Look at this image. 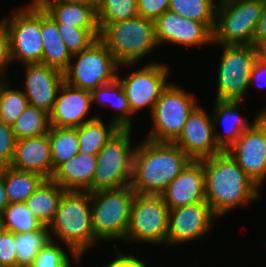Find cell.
Segmentation results:
<instances>
[{"label": "cell", "mask_w": 266, "mask_h": 267, "mask_svg": "<svg viewBox=\"0 0 266 267\" xmlns=\"http://www.w3.org/2000/svg\"><path fill=\"white\" fill-rule=\"evenodd\" d=\"M213 44L253 45L266 0H218Z\"/></svg>", "instance_id": "cell-6"}, {"label": "cell", "mask_w": 266, "mask_h": 267, "mask_svg": "<svg viewBox=\"0 0 266 267\" xmlns=\"http://www.w3.org/2000/svg\"><path fill=\"white\" fill-rule=\"evenodd\" d=\"M0 222L14 234L39 230L44 226L27 208L25 202L10 203L0 213Z\"/></svg>", "instance_id": "cell-34"}, {"label": "cell", "mask_w": 266, "mask_h": 267, "mask_svg": "<svg viewBox=\"0 0 266 267\" xmlns=\"http://www.w3.org/2000/svg\"><path fill=\"white\" fill-rule=\"evenodd\" d=\"M2 177L10 203L25 202L45 180L37 173L16 170L10 166L2 168Z\"/></svg>", "instance_id": "cell-28"}, {"label": "cell", "mask_w": 266, "mask_h": 267, "mask_svg": "<svg viewBox=\"0 0 266 267\" xmlns=\"http://www.w3.org/2000/svg\"><path fill=\"white\" fill-rule=\"evenodd\" d=\"M11 62L9 34L4 24L0 21V76H6L5 69L7 68L5 67Z\"/></svg>", "instance_id": "cell-42"}, {"label": "cell", "mask_w": 266, "mask_h": 267, "mask_svg": "<svg viewBox=\"0 0 266 267\" xmlns=\"http://www.w3.org/2000/svg\"><path fill=\"white\" fill-rule=\"evenodd\" d=\"M1 22L9 34L11 61L24 64L41 63L43 40L41 37V7L33 0L22 9H16Z\"/></svg>", "instance_id": "cell-8"}, {"label": "cell", "mask_w": 266, "mask_h": 267, "mask_svg": "<svg viewBox=\"0 0 266 267\" xmlns=\"http://www.w3.org/2000/svg\"><path fill=\"white\" fill-rule=\"evenodd\" d=\"M118 256L106 267H147L146 263L135 257L133 254L124 255L117 251Z\"/></svg>", "instance_id": "cell-43"}, {"label": "cell", "mask_w": 266, "mask_h": 267, "mask_svg": "<svg viewBox=\"0 0 266 267\" xmlns=\"http://www.w3.org/2000/svg\"><path fill=\"white\" fill-rule=\"evenodd\" d=\"M97 166L96 155L78 153L61 164L53 173L52 180L65 191H89L92 193V179Z\"/></svg>", "instance_id": "cell-23"}, {"label": "cell", "mask_w": 266, "mask_h": 267, "mask_svg": "<svg viewBox=\"0 0 266 267\" xmlns=\"http://www.w3.org/2000/svg\"><path fill=\"white\" fill-rule=\"evenodd\" d=\"M62 1L91 3V4H94L95 6L97 5V2H98V0H62Z\"/></svg>", "instance_id": "cell-49"}, {"label": "cell", "mask_w": 266, "mask_h": 267, "mask_svg": "<svg viewBox=\"0 0 266 267\" xmlns=\"http://www.w3.org/2000/svg\"><path fill=\"white\" fill-rule=\"evenodd\" d=\"M91 95L92 104L98 101L100 105H103L101 104L102 101V103H109V105L115 109L116 116H114L111 121L114 122L120 129H132L133 125L131 118L133 114L131 113L126 94L123 91V86L118 79H115L111 83L95 88L91 92Z\"/></svg>", "instance_id": "cell-27"}, {"label": "cell", "mask_w": 266, "mask_h": 267, "mask_svg": "<svg viewBox=\"0 0 266 267\" xmlns=\"http://www.w3.org/2000/svg\"><path fill=\"white\" fill-rule=\"evenodd\" d=\"M240 101H218L215 102L214 111L212 114L214 128L221 123L224 126V133L215 134V141L218 146L226 151L240 136L241 134L249 129L259 118H257L249 125L248 122L241 117H239L237 109L240 106Z\"/></svg>", "instance_id": "cell-24"}, {"label": "cell", "mask_w": 266, "mask_h": 267, "mask_svg": "<svg viewBox=\"0 0 266 267\" xmlns=\"http://www.w3.org/2000/svg\"><path fill=\"white\" fill-rule=\"evenodd\" d=\"M212 115L198 105L187 118L179 137L173 142L192 160H201L221 153L223 150L215 141Z\"/></svg>", "instance_id": "cell-16"}, {"label": "cell", "mask_w": 266, "mask_h": 267, "mask_svg": "<svg viewBox=\"0 0 266 267\" xmlns=\"http://www.w3.org/2000/svg\"><path fill=\"white\" fill-rule=\"evenodd\" d=\"M191 161L175 143L145 139L136 146L130 186L137 194L161 195Z\"/></svg>", "instance_id": "cell-2"}, {"label": "cell", "mask_w": 266, "mask_h": 267, "mask_svg": "<svg viewBox=\"0 0 266 267\" xmlns=\"http://www.w3.org/2000/svg\"><path fill=\"white\" fill-rule=\"evenodd\" d=\"M134 196L130 185L90 193L92 226L97 241L125 240Z\"/></svg>", "instance_id": "cell-5"}, {"label": "cell", "mask_w": 266, "mask_h": 267, "mask_svg": "<svg viewBox=\"0 0 266 267\" xmlns=\"http://www.w3.org/2000/svg\"><path fill=\"white\" fill-rule=\"evenodd\" d=\"M29 105L23 91L13 90L5 82L0 93V121L12 126Z\"/></svg>", "instance_id": "cell-36"}, {"label": "cell", "mask_w": 266, "mask_h": 267, "mask_svg": "<svg viewBox=\"0 0 266 267\" xmlns=\"http://www.w3.org/2000/svg\"><path fill=\"white\" fill-rule=\"evenodd\" d=\"M14 266H17L15 234L8 231L2 238L0 267Z\"/></svg>", "instance_id": "cell-41"}, {"label": "cell", "mask_w": 266, "mask_h": 267, "mask_svg": "<svg viewBox=\"0 0 266 267\" xmlns=\"http://www.w3.org/2000/svg\"><path fill=\"white\" fill-rule=\"evenodd\" d=\"M67 50L74 55L87 49L100 36L99 29H82L74 26H63L56 23Z\"/></svg>", "instance_id": "cell-37"}, {"label": "cell", "mask_w": 266, "mask_h": 267, "mask_svg": "<svg viewBox=\"0 0 266 267\" xmlns=\"http://www.w3.org/2000/svg\"><path fill=\"white\" fill-rule=\"evenodd\" d=\"M41 37L43 40L42 64L64 72L73 61L67 50L56 22L41 8Z\"/></svg>", "instance_id": "cell-25"}, {"label": "cell", "mask_w": 266, "mask_h": 267, "mask_svg": "<svg viewBox=\"0 0 266 267\" xmlns=\"http://www.w3.org/2000/svg\"><path fill=\"white\" fill-rule=\"evenodd\" d=\"M16 140L47 134L50 129V115L46 111L28 105L12 124Z\"/></svg>", "instance_id": "cell-32"}, {"label": "cell", "mask_w": 266, "mask_h": 267, "mask_svg": "<svg viewBox=\"0 0 266 267\" xmlns=\"http://www.w3.org/2000/svg\"><path fill=\"white\" fill-rule=\"evenodd\" d=\"M10 204L4 182H3V177H2V168H0V213Z\"/></svg>", "instance_id": "cell-46"}, {"label": "cell", "mask_w": 266, "mask_h": 267, "mask_svg": "<svg viewBox=\"0 0 266 267\" xmlns=\"http://www.w3.org/2000/svg\"><path fill=\"white\" fill-rule=\"evenodd\" d=\"M217 5L216 0H170L169 11L205 23L213 31Z\"/></svg>", "instance_id": "cell-33"}, {"label": "cell", "mask_w": 266, "mask_h": 267, "mask_svg": "<svg viewBox=\"0 0 266 267\" xmlns=\"http://www.w3.org/2000/svg\"><path fill=\"white\" fill-rule=\"evenodd\" d=\"M257 58L266 61V39L260 41L256 46Z\"/></svg>", "instance_id": "cell-47"}, {"label": "cell", "mask_w": 266, "mask_h": 267, "mask_svg": "<svg viewBox=\"0 0 266 267\" xmlns=\"http://www.w3.org/2000/svg\"><path fill=\"white\" fill-rule=\"evenodd\" d=\"M131 133L132 129H119L96 155L92 193L130 185L136 150L130 147Z\"/></svg>", "instance_id": "cell-7"}, {"label": "cell", "mask_w": 266, "mask_h": 267, "mask_svg": "<svg viewBox=\"0 0 266 267\" xmlns=\"http://www.w3.org/2000/svg\"><path fill=\"white\" fill-rule=\"evenodd\" d=\"M194 95L181 87L168 84L152 111L153 129L146 139L173 143L182 132L192 110L197 106Z\"/></svg>", "instance_id": "cell-11"}, {"label": "cell", "mask_w": 266, "mask_h": 267, "mask_svg": "<svg viewBox=\"0 0 266 267\" xmlns=\"http://www.w3.org/2000/svg\"><path fill=\"white\" fill-rule=\"evenodd\" d=\"M108 125V126H107ZM105 125L102 118L85 122L80 127H76L79 139V153L97 155L104 145L120 129L114 122L110 121Z\"/></svg>", "instance_id": "cell-29"}, {"label": "cell", "mask_w": 266, "mask_h": 267, "mask_svg": "<svg viewBox=\"0 0 266 267\" xmlns=\"http://www.w3.org/2000/svg\"><path fill=\"white\" fill-rule=\"evenodd\" d=\"M266 39V2L263 6L261 17L258 21L254 36L253 46L255 47L260 41Z\"/></svg>", "instance_id": "cell-45"}, {"label": "cell", "mask_w": 266, "mask_h": 267, "mask_svg": "<svg viewBox=\"0 0 266 267\" xmlns=\"http://www.w3.org/2000/svg\"><path fill=\"white\" fill-rule=\"evenodd\" d=\"M170 0H137L138 16L155 21L169 10Z\"/></svg>", "instance_id": "cell-40"}, {"label": "cell", "mask_w": 266, "mask_h": 267, "mask_svg": "<svg viewBox=\"0 0 266 267\" xmlns=\"http://www.w3.org/2000/svg\"><path fill=\"white\" fill-rule=\"evenodd\" d=\"M158 45L171 43L201 47L213 43V31L202 22L186 19L171 11H165L154 21Z\"/></svg>", "instance_id": "cell-17"}, {"label": "cell", "mask_w": 266, "mask_h": 267, "mask_svg": "<svg viewBox=\"0 0 266 267\" xmlns=\"http://www.w3.org/2000/svg\"><path fill=\"white\" fill-rule=\"evenodd\" d=\"M6 77H2L0 76V93H1V89H2V86L3 84L6 82L7 79H5Z\"/></svg>", "instance_id": "cell-50"}, {"label": "cell", "mask_w": 266, "mask_h": 267, "mask_svg": "<svg viewBox=\"0 0 266 267\" xmlns=\"http://www.w3.org/2000/svg\"><path fill=\"white\" fill-rule=\"evenodd\" d=\"M10 167L20 171L34 172L45 179H51L53 168L48 133L16 140Z\"/></svg>", "instance_id": "cell-21"}, {"label": "cell", "mask_w": 266, "mask_h": 267, "mask_svg": "<svg viewBox=\"0 0 266 267\" xmlns=\"http://www.w3.org/2000/svg\"><path fill=\"white\" fill-rule=\"evenodd\" d=\"M216 215L206 201L169 210L167 245L190 242L204 237Z\"/></svg>", "instance_id": "cell-15"}, {"label": "cell", "mask_w": 266, "mask_h": 267, "mask_svg": "<svg viewBox=\"0 0 266 267\" xmlns=\"http://www.w3.org/2000/svg\"><path fill=\"white\" fill-rule=\"evenodd\" d=\"M16 138L12 127L0 121V168L10 166L14 151Z\"/></svg>", "instance_id": "cell-39"}, {"label": "cell", "mask_w": 266, "mask_h": 267, "mask_svg": "<svg viewBox=\"0 0 266 267\" xmlns=\"http://www.w3.org/2000/svg\"><path fill=\"white\" fill-rule=\"evenodd\" d=\"M221 62L217 73L218 101H242L250 87V76L257 60L253 45H219Z\"/></svg>", "instance_id": "cell-10"}, {"label": "cell", "mask_w": 266, "mask_h": 267, "mask_svg": "<svg viewBox=\"0 0 266 267\" xmlns=\"http://www.w3.org/2000/svg\"><path fill=\"white\" fill-rule=\"evenodd\" d=\"M48 137L54 173L61 164L71 160L79 153L78 131L77 128L51 126Z\"/></svg>", "instance_id": "cell-30"}, {"label": "cell", "mask_w": 266, "mask_h": 267, "mask_svg": "<svg viewBox=\"0 0 266 267\" xmlns=\"http://www.w3.org/2000/svg\"><path fill=\"white\" fill-rule=\"evenodd\" d=\"M266 61L258 59L254 63L252 73L250 76V86L251 84L257 87L266 86ZM265 83V84H264Z\"/></svg>", "instance_id": "cell-44"}, {"label": "cell", "mask_w": 266, "mask_h": 267, "mask_svg": "<svg viewBox=\"0 0 266 267\" xmlns=\"http://www.w3.org/2000/svg\"><path fill=\"white\" fill-rule=\"evenodd\" d=\"M91 104L90 91L75 88L64 81L58 91L53 110L49 114L50 126L76 128L94 120L99 116L95 115L87 119Z\"/></svg>", "instance_id": "cell-19"}, {"label": "cell", "mask_w": 266, "mask_h": 267, "mask_svg": "<svg viewBox=\"0 0 266 267\" xmlns=\"http://www.w3.org/2000/svg\"><path fill=\"white\" fill-rule=\"evenodd\" d=\"M169 209L200 203L205 198V171L200 160H192L161 194Z\"/></svg>", "instance_id": "cell-20"}, {"label": "cell", "mask_w": 266, "mask_h": 267, "mask_svg": "<svg viewBox=\"0 0 266 267\" xmlns=\"http://www.w3.org/2000/svg\"><path fill=\"white\" fill-rule=\"evenodd\" d=\"M99 39L120 67L132 66L159 46L154 21L141 16L108 23L100 31Z\"/></svg>", "instance_id": "cell-4"}, {"label": "cell", "mask_w": 266, "mask_h": 267, "mask_svg": "<svg viewBox=\"0 0 266 267\" xmlns=\"http://www.w3.org/2000/svg\"><path fill=\"white\" fill-rule=\"evenodd\" d=\"M24 66L26 81L23 92L29 105L50 114L58 91L64 83V72L42 63H28Z\"/></svg>", "instance_id": "cell-18"}, {"label": "cell", "mask_w": 266, "mask_h": 267, "mask_svg": "<svg viewBox=\"0 0 266 267\" xmlns=\"http://www.w3.org/2000/svg\"><path fill=\"white\" fill-rule=\"evenodd\" d=\"M64 192L65 190L52 179H45L25 204L43 225L48 226L55 216Z\"/></svg>", "instance_id": "cell-26"}, {"label": "cell", "mask_w": 266, "mask_h": 267, "mask_svg": "<svg viewBox=\"0 0 266 267\" xmlns=\"http://www.w3.org/2000/svg\"><path fill=\"white\" fill-rule=\"evenodd\" d=\"M96 16L100 31L108 23H115L137 17V0H98Z\"/></svg>", "instance_id": "cell-35"}, {"label": "cell", "mask_w": 266, "mask_h": 267, "mask_svg": "<svg viewBox=\"0 0 266 267\" xmlns=\"http://www.w3.org/2000/svg\"><path fill=\"white\" fill-rule=\"evenodd\" d=\"M56 23L82 29H99L96 6L91 3L62 0H33Z\"/></svg>", "instance_id": "cell-22"}, {"label": "cell", "mask_w": 266, "mask_h": 267, "mask_svg": "<svg viewBox=\"0 0 266 267\" xmlns=\"http://www.w3.org/2000/svg\"><path fill=\"white\" fill-rule=\"evenodd\" d=\"M52 239L36 256L35 261L29 267H71V258L54 243Z\"/></svg>", "instance_id": "cell-38"}, {"label": "cell", "mask_w": 266, "mask_h": 267, "mask_svg": "<svg viewBox=\"0 0 266 267\" xmlns=\"http://www.w3.org/2000/svg\"><path fill=\"white\" fill-rule=\"evenodd\" d=\"M205 171V198L217 217L260 197L259 187L226 151L200 160Z\"/></svg>", "instance_id": "cell-1"}, {"label": "cell", "mask_w": 266, "mask_h": 267, "mask_svg": "<svg viewBox=\"0 0 266 267\" xmlns=\"http://www.w3.org/2000/svg\"><path fill=\"white\" fill-rule=\"evenodd\" d=\"M51 232L68 247L75 261L94 245L95 238L92 226V211L89 191H65L48 225Z\"/></svg>", "instance_id": "cell-3"}, {"label": "cell", "mask_w": 266, "mask_h": 267, "mask_svg": "<svg viewBox=\"0 0 266 267\" xmlns=\"http://www.w3.org/2000/svg\"><path fill=\"white\" fill-rule=\"evenodd\" d=\"M8 232V230L0 222V257H1V247H2V238Z\"/></svg>", "instance_id": "cell-48"}, {"label": "cell", "mask_w": 266, "mask_h": 267, "mask_svg": "<svg viewBox=\"0 0 266 267\" xmlns=\"http://www.w3.org/2000/svg\"><path fill=\"white\" fill-rule=\"evenodd\" d=\"M168 72L169 68L166 64L149 62L123 79L117 74V79L123 86L133 116L135 112L146 107L152 114L162 91L169 84L166 81Z\"/></svg>", "instance_id": "cell-13"}, {"label": "cell", "mask_w": 266, "mask_h": 267, "mask_svg": "<svg viewBox=\"0 0 266 267\" xmlns=\"http://www.w3.org/2000/svg\"><path fill=\"white\" fill-rule=\"evenodd\" d=\"M51 241L50 230L45 225L39 230L15 234L17 266L29 267L40 250Z\"/></svg>", "instance_id": "cell-31"}, {"label": "cell", "mask_w": 266, "mask_h": 267, "mask_svg": "<svg viewBox=\"0 0 266 267\" xmlns=\"http://www.w3.org/2000/svg\"><path fill=\"white\" fill-rule=\"evenodd\" d=\"M169 210L161 195L135 193L125 241L166 243Z\"/></svg>", "instance_id": "cell-12"}, {"label": "cell", "mask_w": 266, "mask_h": 267, "mask_svg": "<svg viewBox=\"0 0 266 267\" xmlns=\"http://www.w3.org/2000/svg\"><path fill=\"white\" fill-rule=\"evenodd\" d=\"M259 116L226 150L257 186L266 178V108Z\"/></svg>", "instance_id": "cell-14"}, {"label": "cell", "mask_w": 266, "mask_h": 267, "mask_svg": "<svg viewBox=\"0 0 266 267\" xmlns=\"http://www.w3.org/2000/svg\"><path fill=\"white\" fill-rule=\"evenodd\" d=\"M72 58L74 65L71 62L64 71V81L70 86L92 92L117 79L120 65L99 38Z\"/></svg>", "instance_id": "cell-9"}]
</instances>
